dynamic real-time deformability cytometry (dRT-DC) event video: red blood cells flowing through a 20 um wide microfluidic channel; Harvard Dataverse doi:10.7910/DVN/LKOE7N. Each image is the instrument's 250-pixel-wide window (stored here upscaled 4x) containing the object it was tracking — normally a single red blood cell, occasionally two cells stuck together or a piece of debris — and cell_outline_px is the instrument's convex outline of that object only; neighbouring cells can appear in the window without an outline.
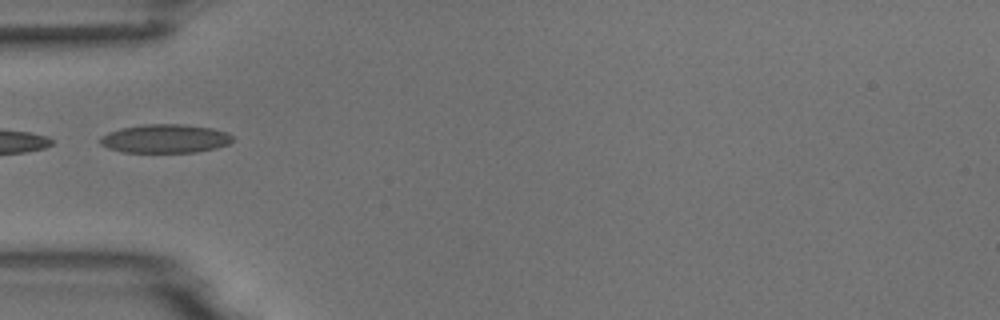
{"species": "common noctule bat (a hibernating species)", "species_latin": "Nyctalus noctula", "temperature_condition": "room temperature", "stored_images_in_passage": 6, "camera_frame_rate_fps": 3000, "um_per_image_px": 0.085, "animal": {"sex": "male", "body_mass_g": 18.8}, "frame": {"image": 1, "passage_image": 5, "time_ms": 4.667, "image_size_px": [1000, 320], "cell_outline_px": [[232, 140], [228, 144], [216, 148], [196, 152], [120, 152], [108, 148], [100, 144], [100, 136], [108, 132], [120, 128], [144, 124], [184, 124], [212, 128], [228, 132], [232, 136]], "centroid_in_image_um": [14.02, 11.78], "position_along_channel_um": 71.0, "area_um2": 22.25}}